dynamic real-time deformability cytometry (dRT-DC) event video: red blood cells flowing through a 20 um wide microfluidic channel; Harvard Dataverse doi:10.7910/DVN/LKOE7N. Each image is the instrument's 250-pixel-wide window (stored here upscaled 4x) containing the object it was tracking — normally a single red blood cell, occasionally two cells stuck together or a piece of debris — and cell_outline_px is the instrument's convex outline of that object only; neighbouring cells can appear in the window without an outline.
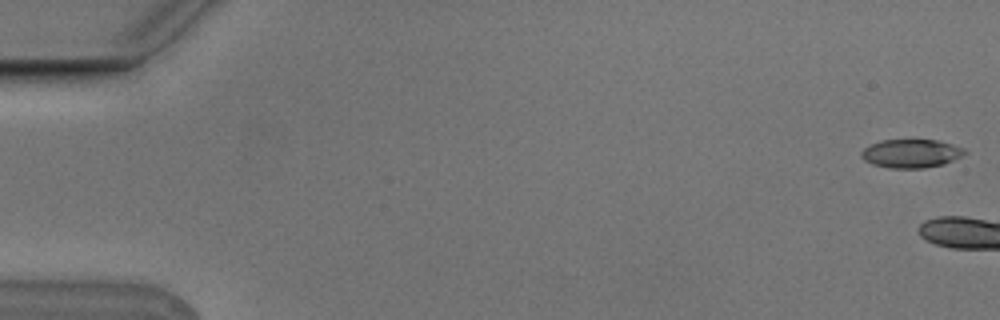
{"species": "Egyptian fruit bat (a non-hibernating species)", "species_latin": "Rousettus aegyptiacus", "temperature_condition": "cold", "stored_images_in_passage": 4, "camera_frame_rate_fps": 3000, "um_per_image_px": 0.085, "animal": {"sex": "male"}, "frame": {"image": 1, "passage_image": 1, "time_ms": 0.0, "image_size_px": [1000, 320], "cell_outline_px": [[968, 152], [944, 164], [924, 168], [888, 168], [872, 164], [864, 160], [860, 156], [860, 152], [864, 148], [880, 140], [940, 140], [964, 148]], "centroid_in_image_um": [77.43, 13.04], "position_along_channel_um": 7.6, "area_um2": 17.22}}